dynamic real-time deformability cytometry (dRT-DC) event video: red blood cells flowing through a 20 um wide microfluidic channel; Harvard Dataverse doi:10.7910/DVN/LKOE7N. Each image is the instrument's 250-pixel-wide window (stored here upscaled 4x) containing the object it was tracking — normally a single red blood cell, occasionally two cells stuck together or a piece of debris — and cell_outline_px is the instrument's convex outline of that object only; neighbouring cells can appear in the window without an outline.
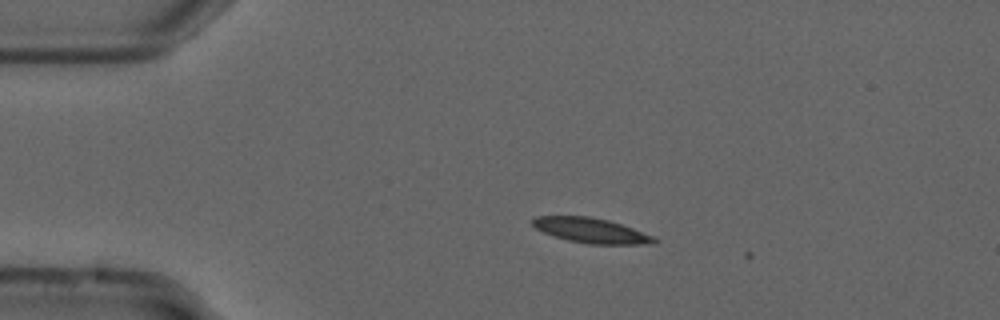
{"species": "common noctule bat (a hibernating species)", "species_latin": "Nyctalus noctula", "temperature_condition": "cold", "stored_images_in_passage": 5, "camera_frame_rate_fps": 3000, "um_per_image_px": 0.085, "animal": {"sex": "male", "forearm_length_mm": 52.5}, "frame": {"image": 1, "passage_image": 3, "time_ms": 0.667, "image_size_px": [1000, 320], "cell_outline_px": [[660, 240], [652, 244], [588, 244], [568, 240], [552, 236], [536, 228], [532, 224], [532, 220], [536, 216], [588, 216], [608, 220], [632, 228], [652, 236]], "centroid_in_image_um": [50.23, 19.59], "position_along_channel_um": 34.8, "area_um2": 17.57}}